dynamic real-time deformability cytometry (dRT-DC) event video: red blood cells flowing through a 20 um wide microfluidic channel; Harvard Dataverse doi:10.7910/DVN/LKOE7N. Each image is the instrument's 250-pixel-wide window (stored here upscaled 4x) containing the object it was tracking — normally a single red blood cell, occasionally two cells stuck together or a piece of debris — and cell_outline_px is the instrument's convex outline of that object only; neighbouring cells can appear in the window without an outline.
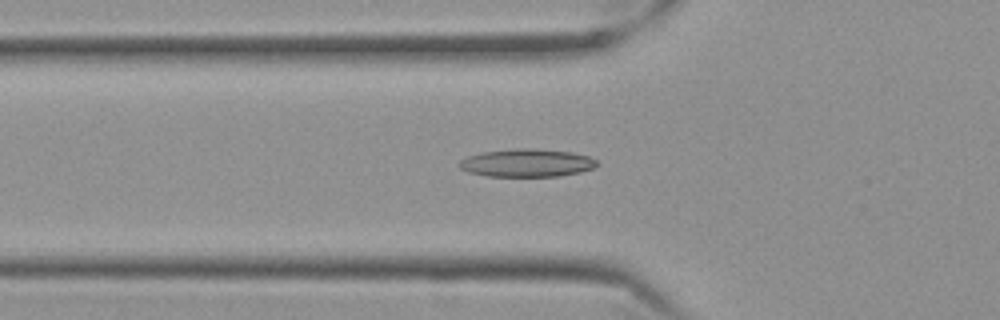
{"species": "Egyptian fruit bat (a non-hibernating species)", "species_latin": "Rousettus aegyptiacus", "temperature_condition": "cold", "stored_images_in_passage": 20, "camera_frame_rate_fps": 3000, "um_per_image_px": 0.085, "frame": {"image": 1, "passage_image": 20, "time_ms": 6.333, "image_size_px": [1000, 320], "cell_outline_px": [[600, 164], [592, 168], [580, 172], [560, 176], [488, 176], [468, 172], [460, 168], [456, 164], [460, 160], [468, 156], [480, 152], [516, 148], [532, 148], [572, 152], [588, 156], [596, 160]], "centroid_in_image_um": [44.76, 13.84], "position_along_channel_um": 81.0, "area_um2": 22.54}}